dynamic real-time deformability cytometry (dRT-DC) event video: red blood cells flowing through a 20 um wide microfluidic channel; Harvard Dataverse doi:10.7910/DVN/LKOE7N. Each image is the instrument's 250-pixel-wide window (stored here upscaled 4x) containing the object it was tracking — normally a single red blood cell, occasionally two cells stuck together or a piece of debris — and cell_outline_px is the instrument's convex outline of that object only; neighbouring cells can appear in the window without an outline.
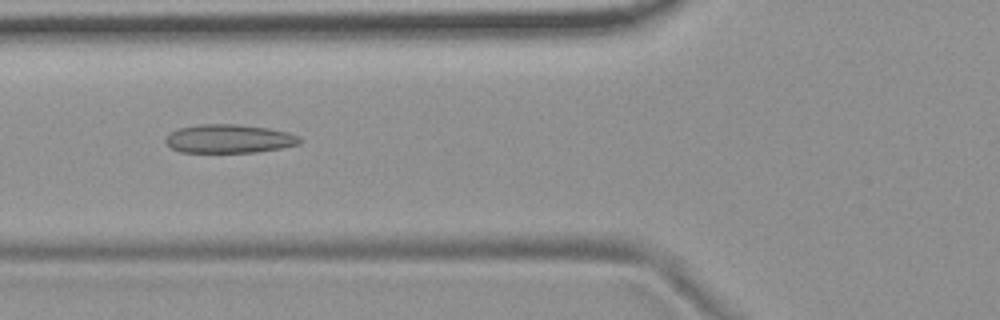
{"species": "common noctule bat (a hibernating species)", "species_latin": "Nyctalus noctula", "temperature_condition": "room temperature", "stored_images_in_passage": 22, "camera_frame_rate_fps": 3000, "um_per_image_px": 0.085, "animal": {"sex": "female", "body_mass_g": 19.9}, "frame": {"image": 1, "passage_image": 13, "time_ms": 4.0, "image_size_px": [1000, 320], "cell_outline_px": [[304, 140], [300, 144], [280, 148], [256, 152], [180, 152], [172, 148], [164, 140], [172, 132], [180, 128], [200, 124], [240, 124], [268, 128], [288, 132], [300, 136]], "centroid_in_image_um": [19.53, 11.79], "position_along_channel_um": 106.3, "area_um2": 22.37}}
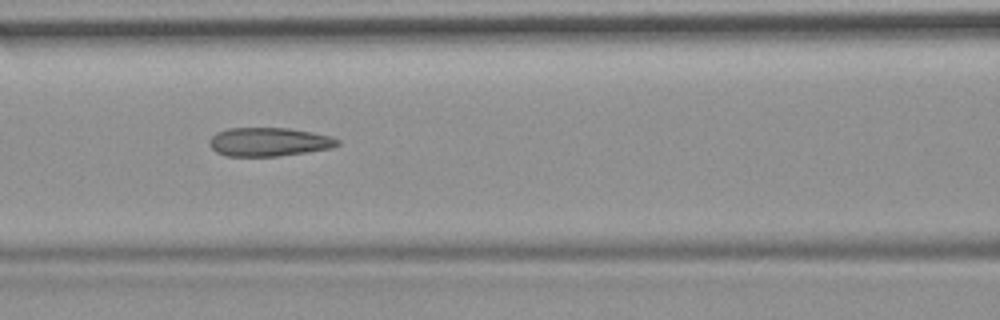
{"frame": {"image": 2, "passage_image": 16, "time_ms": 5.0, "image_size_px": [1000, 320], "cell_outline_px": [[340, 144], [332, 148], [276, 156], [228, 156], [216, 152], [208, 144], [208, 140], [216, 132], [228, 128], [288, 128], [312, 132], [332, 136], [340, 140]], "centroid_in_image_um": [22.85, 12.05], "position_along_channel_um": 143.8, "area_um2": 21.44}}